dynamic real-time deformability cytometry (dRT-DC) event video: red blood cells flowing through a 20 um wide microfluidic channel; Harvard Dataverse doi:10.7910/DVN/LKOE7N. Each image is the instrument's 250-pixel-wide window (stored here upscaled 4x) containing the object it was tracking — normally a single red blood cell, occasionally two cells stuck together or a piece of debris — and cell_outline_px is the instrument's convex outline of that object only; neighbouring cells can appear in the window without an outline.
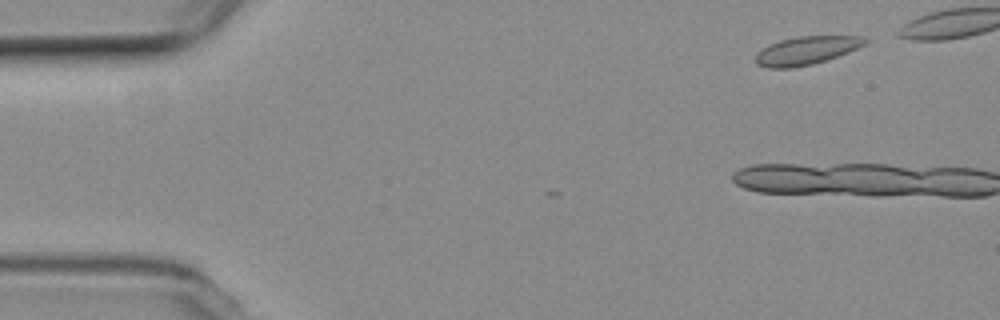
{"species": "common noctule bat (a hibernating species)", "species_latin": "Nyctalus noctula", "temperature_condition": "room temperature", "stored_images_in_passage": 3, "camera_frame_rate_fps": 3000, "um_per_image_px": 0.085, "animal": {"sex": "female", "body_mass_g": 19.3, "forearm_length_mm": 54.1}, "frame": {"image": 1, "passage_image": 1, "time_ms": 0.0, "image_size_px": [1000, 320], "cell_outline_px": [[868, 40], [864, 44], [848, 52], [812, 64], [792, 68], [768, 68], [756, 64], [756, 52], [768, 44], [780, 40], [796, 36], [864, 36]], "centroid_in_image_um": [68.48, 4.28], "position_along_channel_um": 16.5, "area_um2": 17.92}}